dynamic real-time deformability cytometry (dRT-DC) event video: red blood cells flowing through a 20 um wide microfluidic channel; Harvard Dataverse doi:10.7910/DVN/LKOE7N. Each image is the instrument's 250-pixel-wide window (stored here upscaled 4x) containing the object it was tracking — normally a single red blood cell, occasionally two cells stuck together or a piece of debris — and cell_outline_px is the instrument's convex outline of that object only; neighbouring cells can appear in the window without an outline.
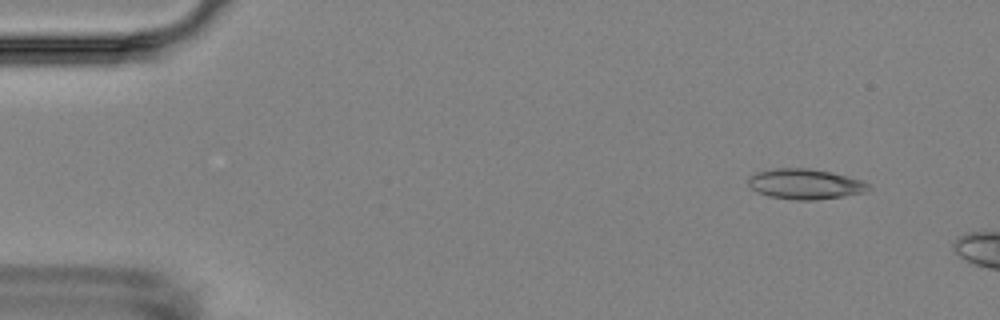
{"species": "Egyptian fruit bat (a non-hibernating species)", "species_latin": "Rousettus aegyptiacus", "temperature_condition": "room temperature", "stored_images_in_passage": 3, "camera_frame_rate_fps": 3000, "um_per_image_px": 0.085, "animal": {"sex": "female"}, "frame": {"image": 1, "passage_image": 1, "time_ms": 0.0, "image_size_px": [1000, 320], "cell_outline_px": [[872, 188], [868, 192], [844, 196], [812, 200], [796, 200], [768, 196], [756, 192], [748, 184], [748, 176], [756, 172], [776, 168], [808, 168], [832, 172], [860, 180], [868, 184]], "centroid_in_image_um": [68.43, 15.64], "position_along_channel_um": 16.6, "area_um2": 21.33}}